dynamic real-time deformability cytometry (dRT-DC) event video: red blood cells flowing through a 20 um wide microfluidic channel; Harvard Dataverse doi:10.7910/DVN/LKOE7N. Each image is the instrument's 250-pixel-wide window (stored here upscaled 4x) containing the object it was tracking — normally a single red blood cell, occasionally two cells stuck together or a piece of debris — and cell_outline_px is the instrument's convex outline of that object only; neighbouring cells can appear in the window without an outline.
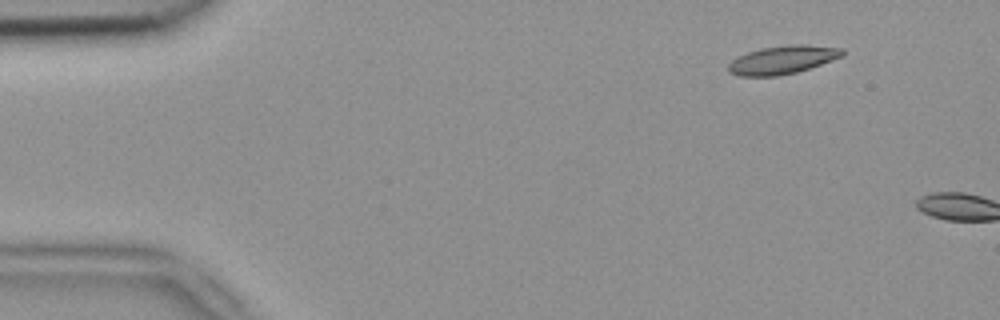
{"species": "common noctule bat (a hibernating species)", "species_latin": "Nyctalus noctula", "temperature_condition": "room temperature", "stored_images_in_passage": 3, "camera_frame_rate_fps": 3000, "um_per_image_px": 0.085, "animal": {"sex": "female", "body_mass_g": 18.4}, "frame": {"image": 1, "passage_image": 2, "time_ms": 0.333, "image_size_px": [1000, 320], "cell_outline_px": [[844, 56], [796, 72], [776, 76], [740, 76], [728, 72], [728, 64], [732, 60], [748, 52], [760, 48], [788, 44], [804, 44], [844, 48]], "centroid_in_image_um": [66.52, 5.07], "position_along_channel_um": 18.5, "area_um2": 18.79}}